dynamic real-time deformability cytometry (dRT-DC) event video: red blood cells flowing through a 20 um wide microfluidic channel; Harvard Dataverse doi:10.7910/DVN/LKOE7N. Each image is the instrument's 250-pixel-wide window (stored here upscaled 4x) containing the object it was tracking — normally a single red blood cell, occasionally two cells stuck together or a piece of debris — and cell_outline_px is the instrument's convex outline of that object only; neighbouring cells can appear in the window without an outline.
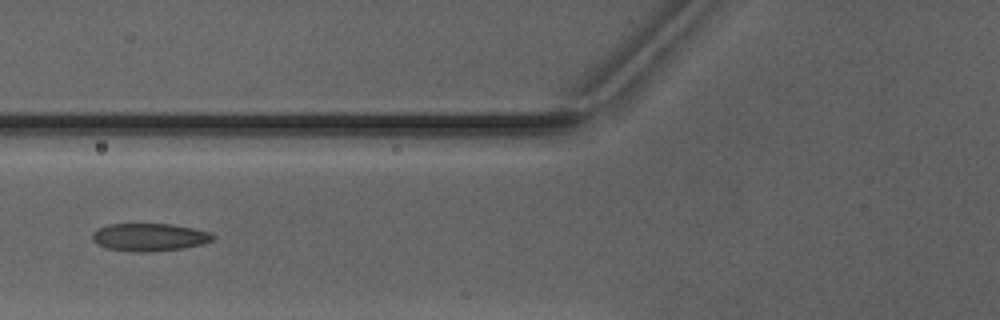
{"species": "Egyptian fruit bat (a non-hibernating species)", "species_latin": "Rousettus aegyptiacus", "temperature_condition": "warm", "stored_images_in_passage": 6, "camera_frame_rate_fps": 3000, "um_per_image_px": 0.085, "animal": {"sex": "male"}, "frame": {"image": 1, "passage_image": 6, "time_ms": 6.0, "image_size_px": [1000, 320], "cell_outline_px": [[216, 236], [212, 240], [200, 244], [184, 248], [152, 252], [140, 252], [108, 248], [96, 244], [92, 240], [92, 232], [108, 224], [172, 224], [212, 232]], "centroid_in_image_um": [12.71, 20.16], "position_along_channel_um": 113.1, "area_um2": 19.48}}